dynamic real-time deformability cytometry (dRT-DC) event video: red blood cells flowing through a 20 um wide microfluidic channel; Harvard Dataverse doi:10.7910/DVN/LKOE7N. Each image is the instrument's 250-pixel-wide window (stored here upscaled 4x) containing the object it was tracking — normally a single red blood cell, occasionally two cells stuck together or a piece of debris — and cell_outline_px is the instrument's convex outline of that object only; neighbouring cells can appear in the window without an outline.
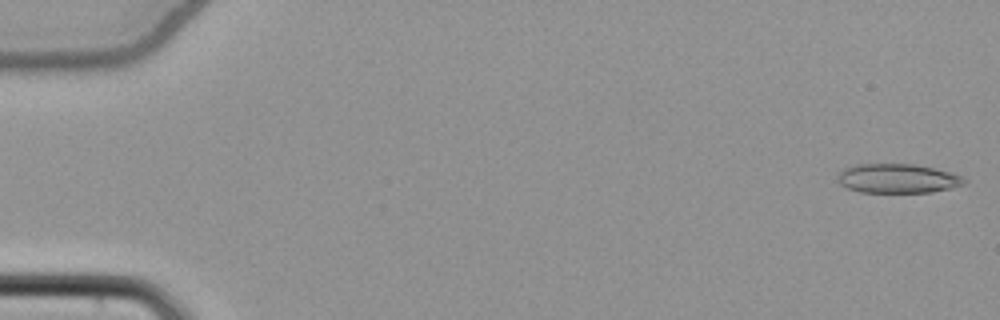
{"species": "common noctule bat (a hibernating species)", "species_latin": "Nyctalus noctula", "temperature_condition": "cold", "stored_images_in_passage": 54, "camera_frame_rate_fps": 3000, "um_per_image_px": 0.085, "animal": {"sex": "female", "body_mass_g": 22.7, "forearm_length_mm": 54.2}, "frame": {"image": 1, "passage_image": 1, "time_ms": 0.0, "image_size_px": [1000, 320], "cell_outline_px": [[968, 180], [964, 184], [952, 188], [932, 192], [860, 192], [848, 188], [840, 184], [836, 176], [844, 168], [856, 164], [916, 164], [948, 172], [960, 176]], "centroid_in_image_um": [76.28, 15.17], "position_along_channel_um": 8.7, "area_um2": 21.5}}
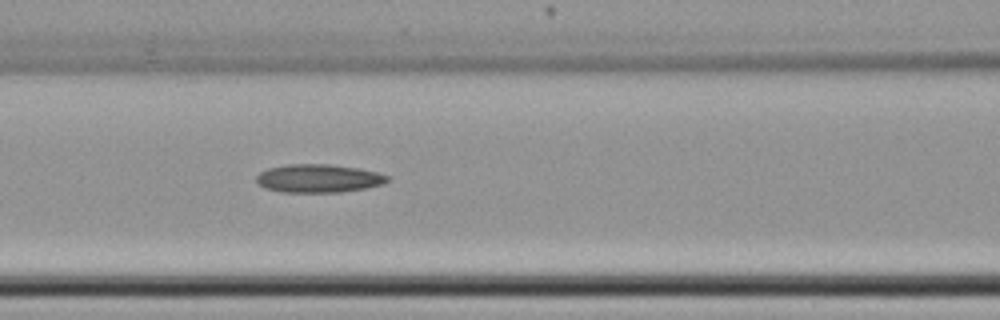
{"frame": {"image": 2, "passage_image": 24, "time_ms": 7.667, "image_size_px": [1000, 320], "cell_outline_px": [[388, 180], [384, 184], [368, 188], [340, 192], [284, 192], [264, 188], [256, 180], [256, 176], [260, 172], [268, 168], [288, 164], [328, 164], [360, 168], [376, 172], [388, 176]], "centroid_in_image_um": [27.08, 15.16], "position_along_channel_um": 139.5, "area_um2": 21.62}}
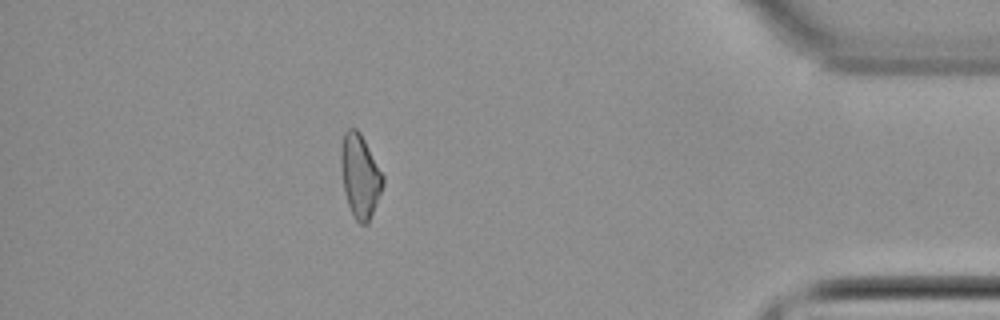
{"frame": {"image": 3, "passage_image": 48, "time_ms": 15.667, "image_size_px": [1000, 320], "cell_outline_px": [[384, 184], [368, 224], [360, 224], [352, 216], [344, 192], [340, 164], [340, 152], [344, 132], [348, 128], [356, 128], [360, 132], [384, 176]], "centroid_in_image_um": [30.59, 14.96], "position_along_channel_um": 404.6, "area_um2": 20.46}, "authors_computed_cell_mechanics": {"area_um2": 21.2126, "velocity_mm_per_s": 3.8668, "shape_relaxation_time_tau1_ms": 10.4797, "shape_relaxation_time_tau2_ms": null, "deformation_change_tau1": 0.1793, "deformation_change_tau2": null}}